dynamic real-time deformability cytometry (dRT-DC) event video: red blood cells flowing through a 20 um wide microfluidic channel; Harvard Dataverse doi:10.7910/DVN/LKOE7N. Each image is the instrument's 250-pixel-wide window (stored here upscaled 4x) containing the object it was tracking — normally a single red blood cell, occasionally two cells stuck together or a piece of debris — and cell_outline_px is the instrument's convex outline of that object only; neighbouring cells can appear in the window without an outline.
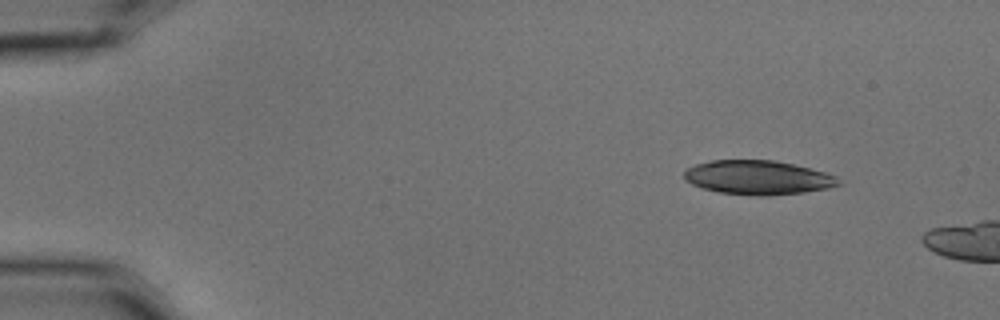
{"species": "common noctule bat (a hibernating species)", "species_latin": "Nyctalus noctula", "temperature_condition": "cold", "stored_images_in_passage": 4, "camera_frame_rate_fps": 3000, "um_per_image_px": 0.085, "animal": {"sex": "male", "body_mass_g": 15.6}, "frame": {"image": 1, "passage_image": 1, "time_ms": 0.0, "image_size_px": [1000, 320], "cell_outline_px": [[844, 184], [828, 188], [804, 192], [768, 196], [760, 196], [720, 192], [700, 188], [684, 180], [684, 172], [688, 168], [696, 164], [712, 160], [772, 160], [792, 164], [824, 172], [836, 176]], "centroid_in_image_um": [64.42, 15.09], "position_along_channel_um": 20.6, "area_um2": 30.69}}